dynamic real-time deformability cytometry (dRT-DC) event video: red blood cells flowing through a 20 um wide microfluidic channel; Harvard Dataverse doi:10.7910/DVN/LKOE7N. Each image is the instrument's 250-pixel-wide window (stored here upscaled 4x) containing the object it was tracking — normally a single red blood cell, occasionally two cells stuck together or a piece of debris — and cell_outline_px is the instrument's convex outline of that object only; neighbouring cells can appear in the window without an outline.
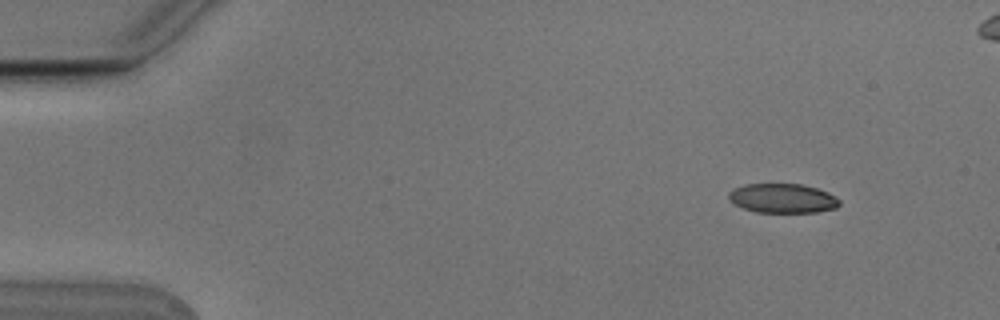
{"species": "Egyptian fruit bat (a non-hibernating species)", "species_latin": "Rousettus aegyptiacus", "temperature_condition": "cold", "stored_images_in_passage": 4, "camera_frame_rate_fps": 3000, "um_per_image_px": 0.085, "animal": {"sex": "male"}, "frame": {"image": 1, "passage_image": 1, "time_ms": 0.0, "image_size_px": [1000, 320], "cell_outline_px": [[840, 204], [836, 208], [816, 212], [756, 212], [744, 208], [728, 200], [728, 192], [732, 188], [744, 184], [800, 184], [816, 188], [828, 192], [836, 196], [840, 200]], "centroid_in_image_um": [66.51, 16.85], "position_along_channel_um": 18.5, "area_um2": 19.02}}